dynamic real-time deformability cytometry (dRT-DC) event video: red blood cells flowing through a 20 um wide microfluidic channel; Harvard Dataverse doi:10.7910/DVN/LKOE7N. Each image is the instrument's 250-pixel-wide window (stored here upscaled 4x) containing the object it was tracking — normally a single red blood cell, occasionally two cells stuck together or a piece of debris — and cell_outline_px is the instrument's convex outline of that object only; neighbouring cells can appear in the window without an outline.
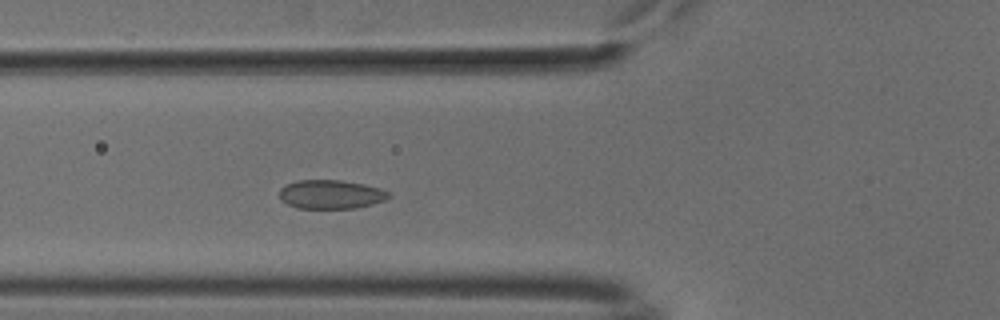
{"species": "common noctule bat (a hibernating species)", "species_latin": "Nyctalus noctula", "temperature_condition": "cold", "stored_images_in_passage": 41, "camera_frame_rate_fps": 3000, "um_per_image_px": 0.085, "animal": {"sex": "male", "body_mass_g": 18.8}, "frame": {"image": 1, "passage_image": 7, "time_ms": 2.0, "image_size_px": [1000, 320], "cell_outline_px": [[392, 196], [384, 200], [372, 204], [356, 208], [296, 208], [280, 200], [280, 188], [284, 184], [296, 180], [340, 180], [364, 184], [380, 188], [388, 192]], "centroid_in_image_um": [28.1, 16.51], "position_along_channel_um": 97.7, "area_um2": 18.5}}
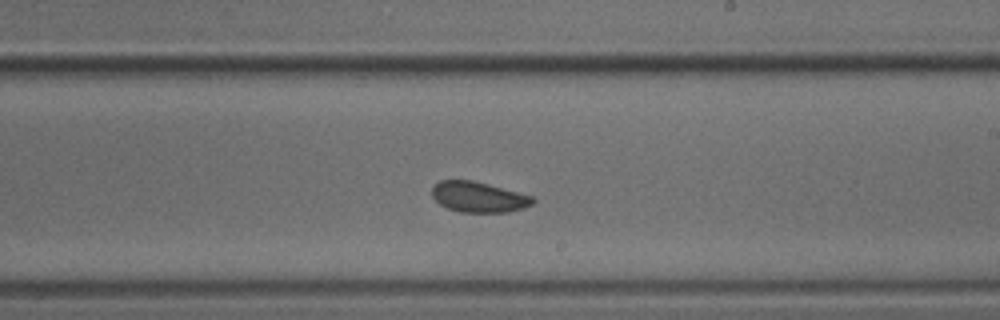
{"frame": {"image": 2, "passage_image": 19, "time_ms": 6.0, "image_size_px": [1000, 320], "cell_outline_px": [[536, 200], [532, 204], [524, 208], [508, 212], [460, 212], [448, 208], [440, 204], [432, 196], [432, 188], [440, 180], [472, 180], [488, 184], [532, 196]], "centroid_in_image_um": [40.68, 16.75], "position_along_channel_um": 248.3, "area_um2": 17.8}}
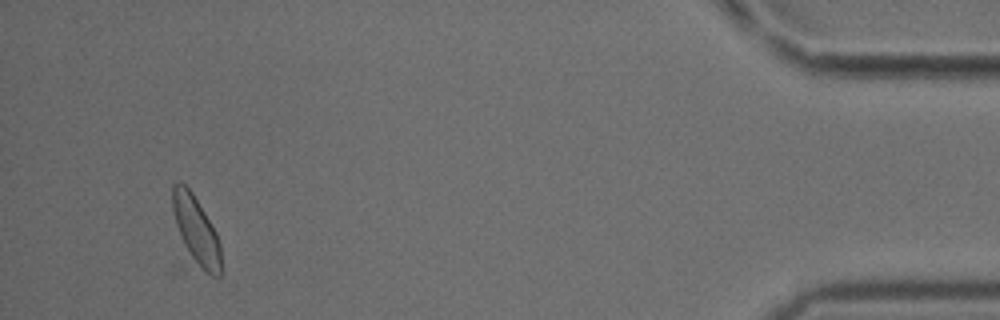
{"frame": {"image": 3, "passage_image": 38, "time_ms": 12.333, "image_size_px": [1000, 320], "cell_outline_px": [[220, 276], [212, 276], [184, 268], [172, 212], [172, 184], [176, 180], [180, 180], [192, 192], [216, 232], [220, 244]], "centroid_in_image_um": [16.56, 19.79], "position_along_channel_um": 418.6, "area_um2": 21.56}}